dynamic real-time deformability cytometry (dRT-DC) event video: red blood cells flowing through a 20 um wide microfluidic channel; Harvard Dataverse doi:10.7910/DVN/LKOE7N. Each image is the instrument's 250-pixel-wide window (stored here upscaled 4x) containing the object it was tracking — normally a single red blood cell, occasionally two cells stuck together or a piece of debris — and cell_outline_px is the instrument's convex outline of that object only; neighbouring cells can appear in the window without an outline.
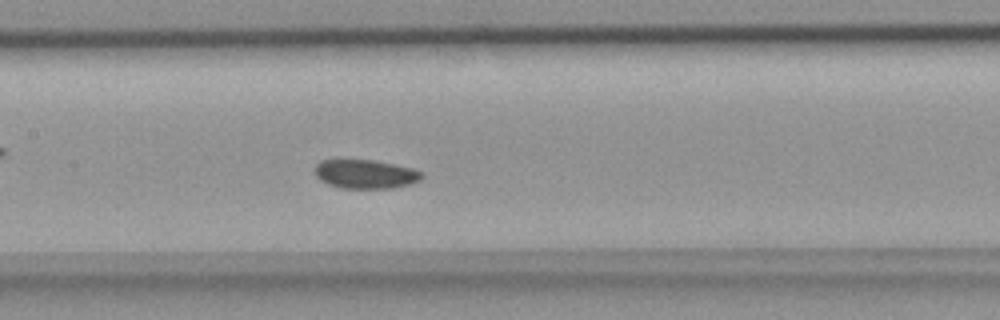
{"species": "common noctule bat (a hibernating species)", "species_latin": "Nyctalus noctula", "temperature_condition": "room temperature", "stored_images_in_passage": 37, "camera_frame_rate_fps": 3000, "um_per_image_px": 0.085, "animal": {"sex": "female", "body_mass_g": 18.4}, "frame": {"image": 1, "passage_image": 12, "time_ms": 3.667, "image_size_px": [1000, 320], "cell_outline_px": [[424, 176], [420, 180], [412, 184], [392, 188], [340, 188], [328, 184], [320, 180], [316, 176], [316, 164], [320, 160], [372, 160], [412, 168], [424, 172]], "centroid_in_image_um": [31.09, 14.8], "position_along_channel_um": 176.3, "area_um2": 18.03}}
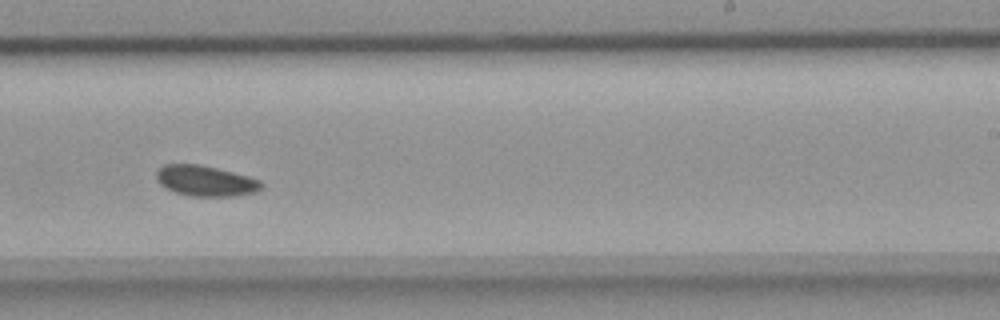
{"frame": {"image": 2, "passage_image": 19, "time_ms": 6.0, "image_size_px": [1000, 320], "cell_outline_px": [[264, 188], [256, 192], [236, 196], [192, 196], [176, 192], [160, 184], [156, 180], [156, 168], [164, 164], [200, 164], [248, 176], [260, 180], [264, 184]], "centroid_in_image_um": [17.48, 15.37], "position_along_channel_um": 271.5, "area_um2": 18.84}}
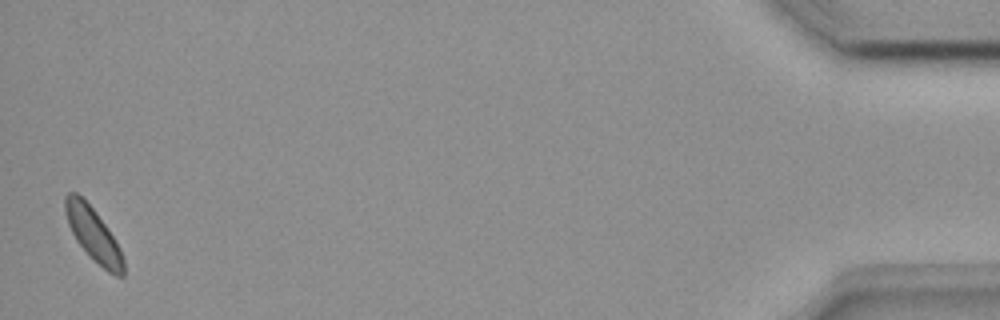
{"frame": {"image": 3, "passage_image": 37, "time_ms": 12.0, "image_size_px": [1000, 320], "cell_outline_px": [[124, 276], [116, 276], [108, 272], [76, 240], [68, 224], [64, 208], [64, 196], [68, 192], [76, 192], [96, 212], [120, 248], [124, 260]], "centroid_in_image_um": [7.92, 19.9], "position_along_channel_um": 427.3, "area_um2": 17.51}}